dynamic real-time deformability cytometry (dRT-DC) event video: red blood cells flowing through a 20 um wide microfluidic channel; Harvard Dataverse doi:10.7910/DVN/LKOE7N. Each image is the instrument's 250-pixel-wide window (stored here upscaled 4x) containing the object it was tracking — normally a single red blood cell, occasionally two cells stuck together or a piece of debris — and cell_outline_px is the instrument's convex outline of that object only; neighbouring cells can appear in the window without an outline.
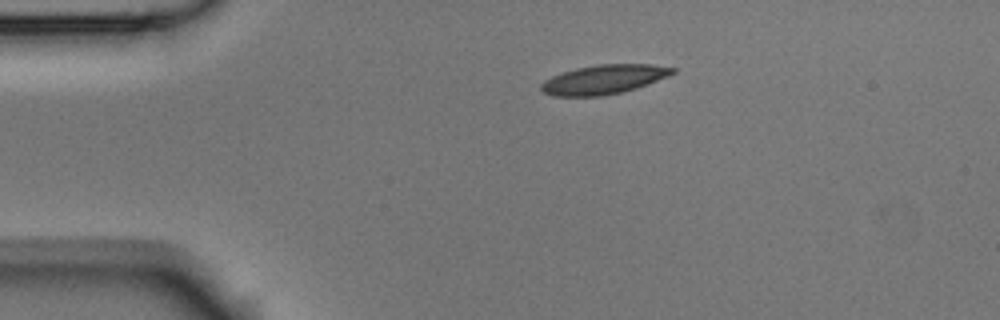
{"species": "Egyptian fruit bat (a non-hibernating species)", "species_latin": "Rousettus aegyptiacus", "temperature_condition": "room temperature", "stored_images_in_passage": 2, "camera_frame_rate_fps": 3000, "um_per_image_px": 0.085, "animal": {"sex": "male"}, "frame": {"image": 1, "passage_image": 1, "time_ms": 0.0, "image_size_px": [1000, 320], "cell_outline_px": [[676, 72], [668, 76], [648, 84], [624, 92], [600, 96], [552, 96], [544, 92], [540, 88], [540, 84], [544, 80], [552, 76], [576, 68], [600, 64], [652, 64], [676, 68]], "centroid_in_image_um": [51.34, 6.75], "position_along_channel_um": 33.7, "area_um2": 22.43}}